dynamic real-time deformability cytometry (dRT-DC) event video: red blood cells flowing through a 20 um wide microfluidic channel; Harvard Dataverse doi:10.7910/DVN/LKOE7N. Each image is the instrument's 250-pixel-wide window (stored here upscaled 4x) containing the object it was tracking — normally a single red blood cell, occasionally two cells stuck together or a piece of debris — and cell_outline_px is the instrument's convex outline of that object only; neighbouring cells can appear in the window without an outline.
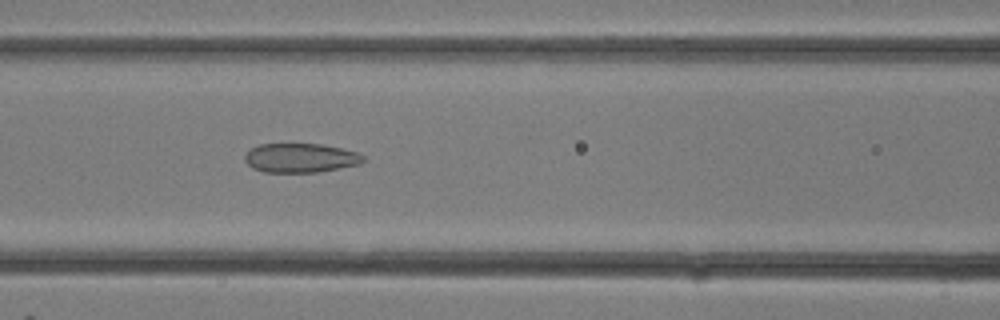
{"species": "common noctule bat (a hibernating species)", "species_latin": "Nyctalus noctula", "temperature_condition": "room temperature", "stored_images_in_passage": 13, "camera_frame_rate_fps": 3000, "um_per_image_px": 0.085, "animal": {"sex": "female"}, "frame": {"image": 1, "passage_image": 13, "time_ms": 4.0, "image_size_px": [1000, 320], "cell_outline_px": [[364, 160], [360, 164], [340, 168], [316, 172], [264, 172], [252, 168], [244, 160], [244, 156], [252, 148], [260, 144], [324, 144], [356, 152], [364, 156]], "centroid_in_image_um": [25.54, 13.42], "position_along_channel_um": 141.1, "area_um2": 20.06}}